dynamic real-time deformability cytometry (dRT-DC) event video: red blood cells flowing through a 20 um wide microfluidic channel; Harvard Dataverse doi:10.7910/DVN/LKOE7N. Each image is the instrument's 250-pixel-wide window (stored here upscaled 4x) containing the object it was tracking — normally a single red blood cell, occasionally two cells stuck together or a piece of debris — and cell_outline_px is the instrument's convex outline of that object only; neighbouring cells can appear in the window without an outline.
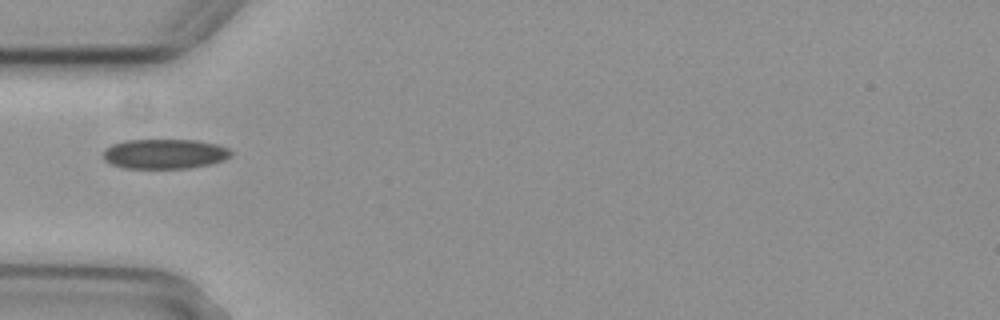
{"species": "common noctule bat (a hibernating species)", "species_latin": "Nyctalus noctula", "temperature_condition": "cold", "stored_images_in_passage": 1, "camera_frame_rate_fps": 3000, "um_per_image_px": 0.085, "animal": {"sex": "female", "body_mass_g": 29.2, "forearm_length_mm": 56.3}, "frame": {"image": 1, "passage_image": 1, "time_ms": 0.0, "image_size_px": [1000, 320], "cell_outline_px": [[232, 156], [224, 160], [208, 164], [188, 168], [124, 168], [112, 164], [104, 160], [104, 148], [112, 144], [124, 140], [196, 140], [216, 144], [228, 148], [232, 152]], "centroid_in_image_um": [13.99, 13.07], "position_along_channel_um": 71.0, "area_um2": 22.2}}